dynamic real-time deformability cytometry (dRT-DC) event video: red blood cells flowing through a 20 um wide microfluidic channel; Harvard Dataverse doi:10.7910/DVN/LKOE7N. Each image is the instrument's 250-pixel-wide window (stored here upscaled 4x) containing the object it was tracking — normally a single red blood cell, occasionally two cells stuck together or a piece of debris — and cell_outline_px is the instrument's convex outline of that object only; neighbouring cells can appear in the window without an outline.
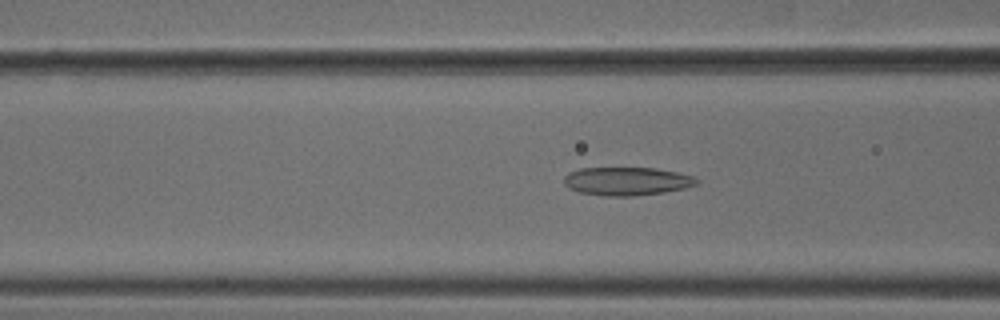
{"species": "common noctule bat (a hibernating species)", "species_latin": "Nyctalus noctula", "temperature_condition": "cold", "stored_images_in_passage": 41, "camera_frame_rate_fps": 3000, "um_per_image_px": 0.085, "animal": {"sex": "male", "body_mass_g": 18.8}, "frame": {"image": 1, "passage_image": 9, "time_ms": 2.667, "image_size_px": [1000, 320], "cell_outline_px": [[696, 184], [684, 188], [664, 192], [632, 196], [604, 196], [580, 192], [568, 188], [564, 184], [564, 176], [568, 172], [580, 168], [656, 168], [676, 172], [692, 176], [696, 180]], "centroid_in_image_um": [53.21, 15.4], "position_along_channel_um": 113.4, "area_um2": 21.73}}
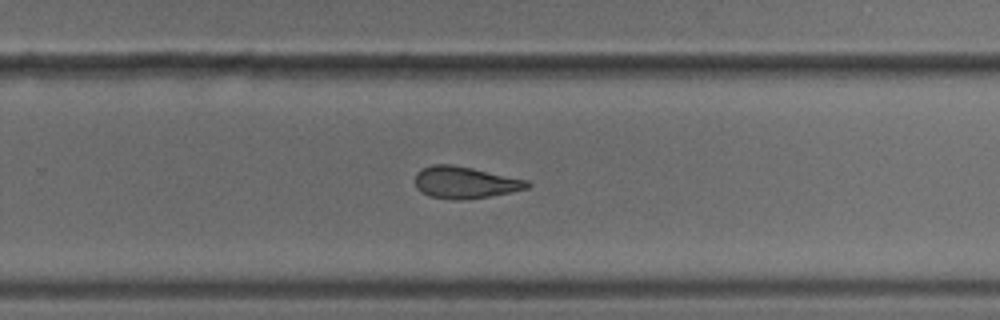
{"frame": {"image": 2, "passage_image": 23, "time_ms": 7.333, "image_size_px": [1000, 320], "cell_outline_px": [[532, 184], [528, 188], [488, 196], [460, 200], [452, 200], [428, 196], [420, 192], [416, 188], [416, 172], [432, 164], [452, 164], [472, 168], [528, 180]], "centroid_in_image_um": [39.49, 15.51], "position_along_channel_um": 290.3, "area_um2": 20.75}}
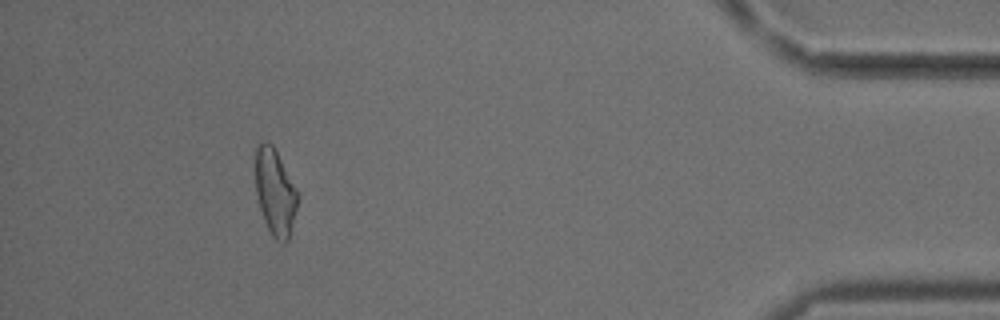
{"frame": {"image": 3, "passage_image": 37, "time_ms": 12.0, "image_size_px": [1000, 320], "cell_outline_px": [[300, 196], [288, 240], [284, 244], [276, 240], [272, 236], [264, 220], [260, 208], [256, 192], [252, 164], [252, 148], [260, 140], [268, 140], [272, 144], [296, 188]], "centroid_in_image_um": [23.31, 16.21], "position_along_channel_um": 411.9, "area_um2": 22.2}, "authors_computed_cell_mechanics": {"area_um2": 21.2704, "velocity_mm_per_s": 3.7854, "shape_relaxation_time_tau1_ms": null, "shape_relaxation_time_tau2_ms": 4.063, "deformation_change_tau1": null, "deformation_change_tau2": 0.1324}}